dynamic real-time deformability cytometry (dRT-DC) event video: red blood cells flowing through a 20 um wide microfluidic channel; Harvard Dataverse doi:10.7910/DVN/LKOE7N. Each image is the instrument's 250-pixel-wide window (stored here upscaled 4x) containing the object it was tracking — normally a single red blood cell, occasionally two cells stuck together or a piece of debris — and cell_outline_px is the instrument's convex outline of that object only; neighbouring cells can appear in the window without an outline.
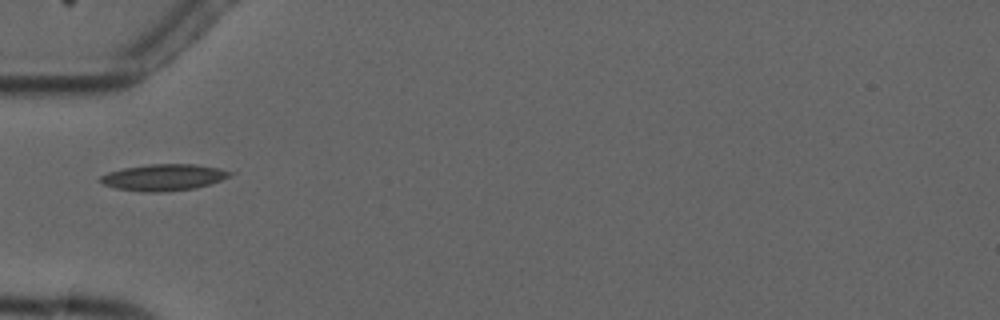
{"species": "common noctule bat (a hibernating species)", "species_latin": "Nyctalus noctula", "temperature_condition": "cold", "stored_images_in_passage": 4, "camera_frame_rate_fps": 3000, "um_per_image_px": 0.085, "animal": {"sex": "male", "forearm_length_mm": 52.5}, "frame": {"image": 1, "passage_image": 2, "time_ms": 1.333, "image_size_px": [1000, 320], "cell_outline_px": [[236, 172], [220, 180], [196, 188], [160, 192], [140, 192], [116, 188], [104, 184], [96, 180], [100, 176], [108, 172], [124, 168], [148, 164], [196, 164], [220, 168]], "centroid_in_image_um": [13.89, 15.07], "position_along_channel_um": 71.1, "area_um2": 20.06}}
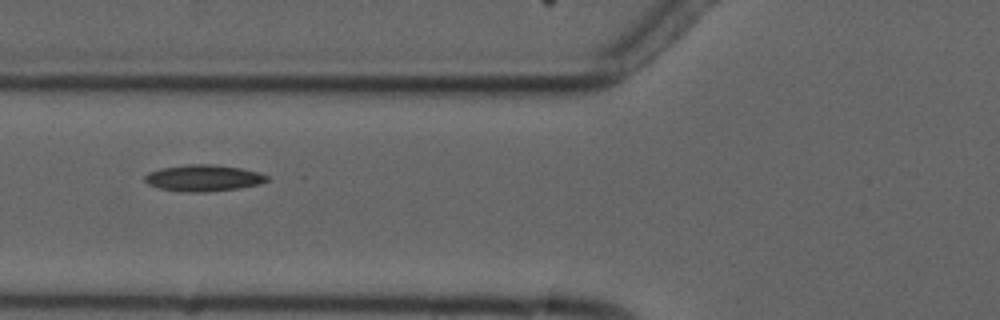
{"frame": {"image": 2, "passage_image": 3, "time_ms": 2.333, "image_size_px": [1000, 320], "cell_outline_px": [[268, 180], [260, 184], [240, 188], [208, 192], [180, 192], [160, 188], [148, 184], [144, 180], [144, 176], [148, 172], [160, 168], [188, 164], [212, 164], [240, 168], [260, 172], [268, 176]], "centroid_in_image_um": [17.28, 15.13], "position_along_channel_um": 108.5, "area_um2": 19.02}}
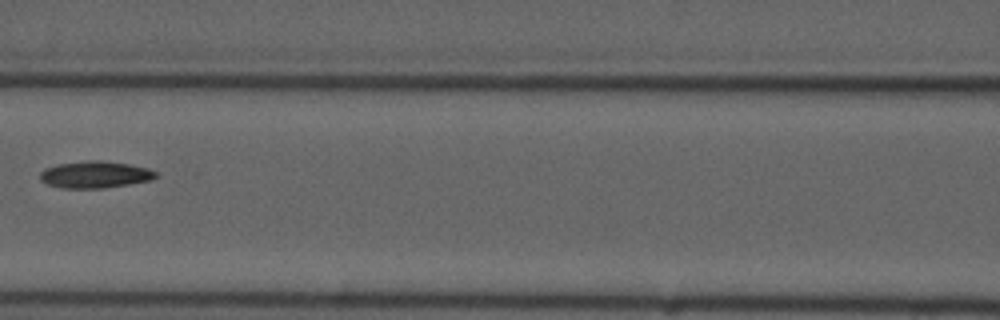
{"frame": {"image": 3, "passage_image": 4, "time_ms": 3.667, "image_size_px": [1000, 320], "cell_outline_px": [[160, 176], [152, 180], [104, 188], [60, 188], [48, 184], [40, 180], [40, 172], [44, 168], [56, 164], [88, 160], [104, 160], [128, 164], [148, 168], [156, 172]], "centroid_in_image_um": [8.08, 14.83], "position_along_channel_um": 158.5, "area_um2": 18.32}}